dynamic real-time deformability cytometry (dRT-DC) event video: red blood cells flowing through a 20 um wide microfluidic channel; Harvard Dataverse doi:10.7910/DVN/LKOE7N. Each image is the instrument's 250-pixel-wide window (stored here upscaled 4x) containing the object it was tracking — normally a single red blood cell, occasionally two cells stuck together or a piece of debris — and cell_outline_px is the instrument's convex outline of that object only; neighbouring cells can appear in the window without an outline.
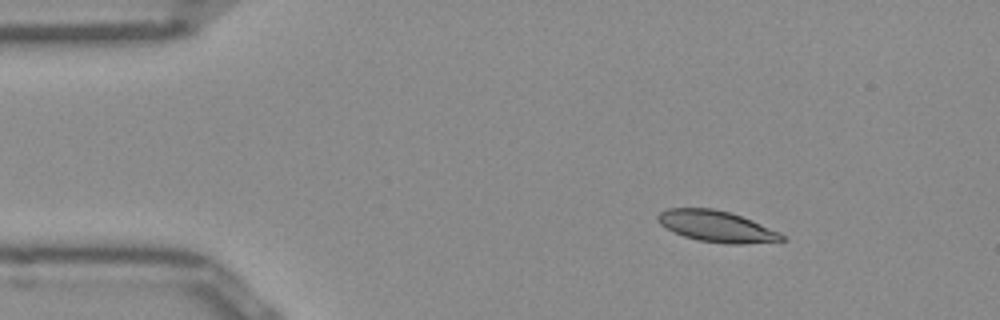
{"species": "Egyptian fruit bat (a non-hibernating species)", "species_latin": "Rousettus aegyptiacus", "temperature_condition": "room temperature", "stored_images_in_passage": 45, "camera_frame_rate_fps": 3000, "um_per_image_px": 0.085, "frame": {"image": 1, "passage_image": 1, "time_ms": 0.0, "image_size_px": [1000, 320], "cell_outline_px": [[784, 240], [740, 244], [728, 244], [700, 240], [684, 236], [660, 224], [656, 216], [660, 212], [668, 208], [712, 208], [728, 212], [752, 220], [780, 232], [784, 236]], "centroid_in_image_um": [60.91, 19.23], "position_along_channel_um": 24.1, "area_um2": 22.14}}
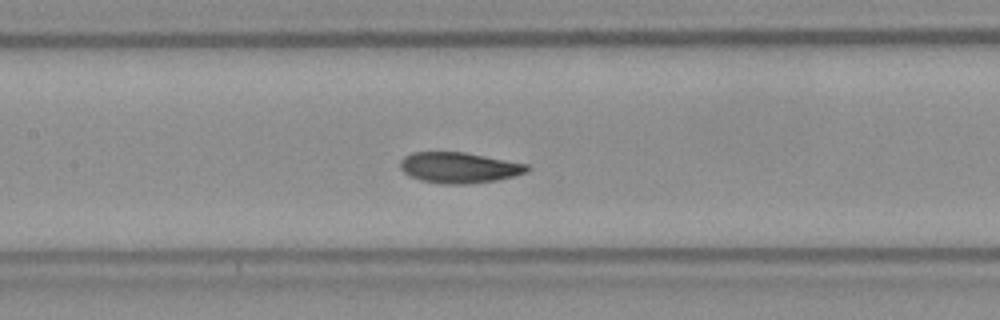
{"frame": {"image": 2, "passage_image": 17, "time_ms": 5.333, "image_size_px": [1000, 320], "cell_outline_px": [[532, 168], [528, 172], [496, 180], [464, 184], [440, 184], [420, 180], [404, 172], [400, 168], [400, 160], [404, 156], [412, 152], [464, 152], [528, 164]], "centroid_in_image_um": [39.02, 14.24], "position_along_channel_um": 168.4, "area_um2": 22.72}}
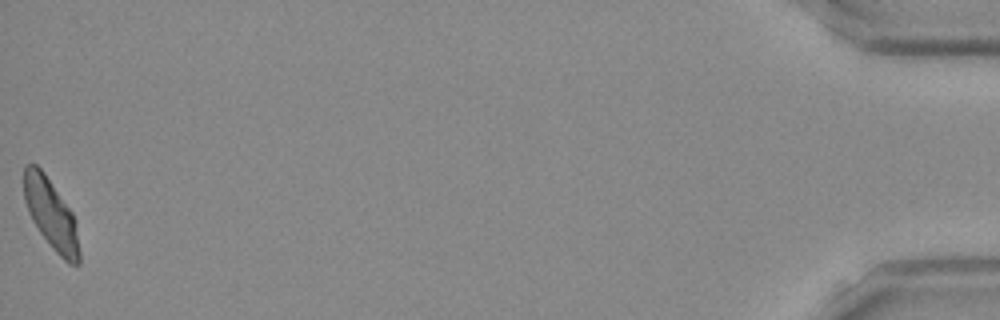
{"frame": {"image": 3, "passage_image": 45, "time_ms": 14.667, "image_size_px": [1000, 320], "cell_outline_px": [[80, 264], [68, 264], [52, 248], [40, 232], [32, 220], [28, 212], [24, 200], [24, 168], [28, 164], [36, 164], [44, 172], [72, 212], [76, 220], [80, 252]], "centroid_in_image_um": [4.35, 18.23], "position_along_channel_um": 430.8, "area_um2": 22.66}, "authors_computed_cell_mechanics": {"area_um2": 22.542, "velocity_mm_per_s": 3.9204, "shape_relaxation_time_tau1_ms": 4.2456, "shape_relaxation_time_tau2_ms": 1.6097, "deformation_change_tau1": 0.1471, "deformation_change_tau2": 0.058}}